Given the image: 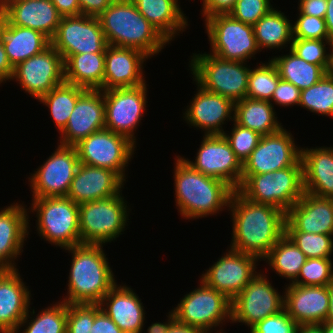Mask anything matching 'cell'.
I'll list each match as a JSON object with an SVG mask.
<instances>
[{
	"label": "cell",
	"mask_w": 333,
	"mask_h": 333,
	"mask_svg": "<svg viewBox=\"0 0 333 333\" xmlns=\"http://www.w3.org/2000/svg\"><path fill=\"white\" fill-rule=\"evenodd\" d=\"M297 333H324L321 324H302L298 327Z\"/></svg>",
	"instance_id": "6125c7cd"
},
{
	"label": "cell",
	"mask_w": 333,
	"mask_h": 333,
	"mask_svg": "<svg viewBox=\"0 0 333 333\" xmlns=\"http://www.w3.org/2000/svg\"><path fill=\"white\" fill-rule=\"evenodd\" d=\"M0 35L13 67L37 55L51 44V40L40 31L11 25L1 14Z\"/></svg>",
	"instance_id": "4dcf8cb0"
},
{
	"label": "cell",
	"mask_w": 333,
	"mask_h": 333,
	"mask_svg": "<svg viewBox=\"0 0 333 333\" xmlns=\"http://www.w3.org/2000/svg\"><path fill=\"white\" fill-rule=\"evenodd\" d=\"M301 90L292 83L280 78L277 88L270 100L279 106H294L300 103Z\"/></svg>",
	"instance_id": "f907efd6"
},
{
	"label": "cell",
	"mask_w": 333,
	"mask_h": 333,
	"mask_svg": "<svg viewBox=\"0 0 333 333\" xmlns=\"http://www.w3.org/2000/svg\"><path fill=\"white\" fill-rule=\"evenodd\" d=\"M298 6V14L325 18L327 12V0H305Z\"/></svg>",
	"instance_id": "11a10c76"
},
{
	"label": "cell",
	"mask_w": 333,
	"mask_h": 333,
	"mask_svg": "<svg viewBox=\"0 0 333 333\" xmlns=\"http://www.w3.org/2000/svg\"><path fill=\"white\" fill-rule=\"evenodd\" d=\"M204 19L211 54L225 60L247 62L260 51L252 25L240 22L230 14H216Z\"/></svg>",
	"instance_id": "9c48e42d"
},
{
	"label": "cell",
	"mask_w": 333,
	"mask_h": 333,
	"mask_svg": "<svg viewBox=\"0 0 333 333\" xmlns=\"http://www.w3.org/2000/svg\"><path fill=\"white\" fill-rule=\"evenodd\" d=\"M328 48V52L330 53L328 54V65L326 68V74L333 76V39L330 40Z\"/></svg>",
	"instance_id": "be15d7a7"
},
{
	"label": "cell",
	"mask_w": 333,
	"mask_h": 333,
	"mask_svg": "<svg viewBox=\"0 0 333 333\" xmlns=\"http://www.w3.org/2000/svg\"><path fill=\"white\" fill-rule=\"evenodd\" d=\"M105 53L75 54L64 61L65 82L88 90H102Z\"/></svg>",
	"instance_id": "836d02e7"
},
{
	"label": "cell",
	"mask_w": 333,
	"mask_h": 333,
	"mask_svg": "<svg viewBox=\"0 0 333 333\" xmlns=\"http://www.w3.org/2000/svg\"><path fill=\"white\" fill-rule=\"evenodd\" d=\"M143 330H139V331H130V332H123V333H142Z\"/></svg>",
	"instance_id": "003e7915"
},
{
	"label": "cell",
	"mask_w": 333,
	"mask_h": 333,
	"mask_svg": "<svg viewBox=\"0 0 333 333\" xmlns=\"http://www.w3.org/2000/svg\"><path fill=\"white\" fill-rule=\"evenodd\" d=\"M233 125L230 134H227L225 131L223 135L228 140L236 157L243 164L258 145L261 135L258 132L243 127L235 122Z\"/></svg>",
	"instance_id": "f6af8a7d"
},
{
	"label": "cell",
	"mask_w": 333,
	"mask_h": 333,
	"mask_svg": "<svg viewBox=\"0 0 333 333\" xmlns=\"http://www.w3.org/2000/svg\"><path fill=\"white\" fill-rule=\"evenodd\" d=\"M81 164L106 168L126 181L125 167L131 161L136 144L128 137L102 129L75 145Z\"/></svg>",
	"instance_id": "8fae6325"
},
{
	"label": "cell",
	"mask_w": 333,
	"mask_h": 333,
	"mask_svg": "<svg viewBox=\"0 0 333 333\" xmlns=\"http://www.w3.org/2000/svg\"><path fill=\"white\" fill-rule=\"evenodd\" d=\"M120 194L79 205L81 243L101 244L116 240L129 222V207Z\"/></svg>",
	"instance_id": "ba28073f"
},
{
	"label": "cell",
	"mask_w": 333,
	"mask_h": 333,
	"mask_svg": "<svg viewBox=\"0 0 333 333\" xmlns=\"http://www.w3.org/2000/svg\"><path fill=\"white\" fill-rule=\"evenodd\" d=\"M285 232L333 235V199L304 192L286 212Z\"/></svg>",
	"instance_id": "cb8c5ba5"
},
{
	"label": "cell",
	"mask_w": 333,
	"mask_h": 333,
	"mask_svg": "<svg viewBox=\"0 0 333 333\" xmlns=\"http://www.w3.org/2000/svg\"><path fill=\"white\" fill-rule=\"evenodd\" d=\"M192 54L189 67L193 81L234 103L246 97L250 73L247 62L225 60L211 53Z\"/></svg>",
	"instance_id": "5b68a950"
},
{
	"label": "cell",
	"mask_w": 333,
	"mask_h": 333,
	"mask_svg": "<svg viewBox=\"0 0 333 333\" xmlns=\"http://www.w3.org/2000/svg\"><path fill=\"white\" fill-rule=\"evenodd\" d=\"M305 254L284 234L272 247L263 261L280 277L289 279L292 284L298 277L301 267L306 261Z\"/></svg>",
	"instance_id": "8d00e7d4"
},
{
	"label": "cell",
	"mask_w": 333,
	"mask_h": 333,
	"mask_svg": "<svg viewBox=\"0 0 333 333\" xmlns=\"http://www.w3.org/2000/svg\"><path fill=\"white\" fill-rule=\"evenodd\" d=\"M108 45L135 48L151 57L169 43L131 0H113L98 17Z\"/></svg>",
	"instance_id": "277c9868"
},
{
	"label": "cell",
	"mask_w": 333,
	"mask_h": 333,
	"mask_svg": "<svg viewBox=\"0 0 333 333\" xmlns=\"http://www.w3.org/2000/svg\"><path fill=\"white\" fill-rule=\"evenodd\" d=\"M168 321L164 323L155 322L152 323L151 326L147 328L146 333H167V330L169 329L171 323L175 320V315L173 311L171 310L168 314Z\"/></svg>",
	"instance_id": "91938a15"
},
{
	"label": "cell",
	"mask_w": 333,
	"mask_h": 333,
	"mask_svg": "<svg viewBox=\"0 0 333 333\" xmlns=\"http://www.w3.org/2000/svg\"><path fill=\"white\" fill-rule=\"evenodd\" d=\"M147 86L103 90L105 129L122 134L136 144L134 133L147 107Z\"/></svg>",
	"instance_id": "4fadbf2b"
},
{
	"label": "cell",
	"mask_w": 333,
	"mask_h": 333,
	"mask_svg": "<svg viewBox=\"0 0 333 333\" xmlns=\"http://www.w3.org/2000/svg\"><path fill=\"white\" fill-rule=\"evenodd\" d=\"M37 233L51 245L67 249L82 244L79 231V205L68 197L32 198Z\"/></svg>",
	"instance_id": "52a82bcc"
},
{
	"label": "cell",
	"mask_w": 333,
	"mask_h": 333,
	"mask_svg": "<svg viewBox=\"0 0 333 333\" xmlns=\"http://www.w3.org/2000/svg\"><path fill=\"white\" fill-rule=\"evenodd\" d=\"M248 200L287 212L304 194L301 158L291 167L251 175L238 189Z\"/></svg>",
	"instance_id": "8992f818"
},
{
	"label": "cell",
	"mask_w": 333,
	"mask_h": 333,
	"mask_svg": "<svg viewBox=\"0 0 333 333\" xmlns=\"http://www.w3.org/2000/svg\"><path fill=\"white\" fill-rule=\"evenodd\" d=\"M301 148L304 192L333 199V147Z\"/></svg>",
	"instance_id": "f546056e"
},
{
	"label": "cell",
	"mask_w": 333,
	"mask_h": 333,
	"mask_svg": "<svg viewBox=\"0 0 333 333\" xmlns=\"http://www.w3.org/2000/svg\"><path fill=\"white\" fill-rule=\"evenodd\" d=\"M14 67L9 62L0 35V84L11 79Z\"/></svg>",
	"instance_id": "6f0895ef"
},
{
	"label": "cell",
	"mask_w": 333,
	"mask_h": 333,
	"mask_svg": "<svg viewBox=\"0 0 333 333\" xmlns=\"http://www.w3.org/2000/svg\"><path fill=\"white\" fill-rule=\"evenodd\" d=\"M0 14L11 25L40 31L50 40L62 18L51 0H0Z\"/></svg>",
	"instance_id": "7402d4cb"
},
{
	"label": "cell",
	"mask_w": 333,
	"mask_h": 333,
	"mask_svg": "<svg viewBox=\"0 0 333 333\" xmlns=\"http://www.w3.org/2000/svg\"><path fill=\"white\" fill-rule=\"evenodd\" d=\"M30 313L31 316H35V310L33 309L32 312L29 310L15 333H66L67 303L64 301L51 304L50 307L44 308L35 317H30ZM21 327L26 329L20 332Z\"/></svg>",
	"instance_id": "f35d334b"
},
{
	"label": "cell",
	"mask_w": 333,
	"mask_h": 333,
	"mask_svg": "<svg viewBox=\"0 0 333 333\" xmlns=\"http://www.w3.org/2000/svg\"><path fill=\"white\" fill-rule=\"evenodd\" d=\"M125 181L114 171L79 164L67 197L78 205L120 194Z\"/></svg>",
	"instance_id": "d4e9b609"
},
{
	"label": "cell",
	"mask_w": 333,
	"mask_h": 333,
	"mask_svg": "<svg viewBox=\"0 0 333 333\" xmlns=\"http://www.w3.org/2000/svg\"><path fill=\"white\" fill-rule=\"evenodd\" d=\"M330 40L293 39L289 49L308 63L320 65L325 71L328 65Z\"/></svg>",
	"instance_id": "ee69618b"
},
{
	"label": "cell",
	"mask_w": 333,
	"mask_h": 333,
	"mask_svg": "<svg viewBox=\"0 0 333 333\" xmlns=\"http://www.w3.org/2000/svg\"><path fill=\"white\" fill-rule=\"evenodd\" d=\"M167 333H206L203 329L190 326L184 323H180L178 320H174Z\"/></svg>",
	"instance_id": "680465c9"
},
{
	"label": "cell",
	"mask_w": 333,
	"mask_h": 333,
	"mask_svg": "<svg viewBox=\"0 0 333 333\" xmlns=\"http://www.w3.org/2000/svg\"><path fill=\"white\" fill-rule=\"evenodd\" d=\"M90 333H123V331L112 321V319L95 304V318Z\"/></svg>",
	"instance_id": "816d5d0a"
},
{
	"label": "cell",
	"mask_w": 333,
	"mask_h": 333,
	"mask_svg": "<svg viewBox=\"0 0 333 333\" xmlns=\"http://www.w3.org/2000/svg\"><path fill=\"white\" fill-rule=\"evenodd\" d=\"M333 280V263L330 258H307L297 279L292 283L301 286H328Z\"/></svg>",
	"instance_id": "7bdbcfd3"
},
{
	"label": "cell",
	"mask_w": 333,
	"mask_h": 333,
	"mask_svg": "<svg viewBox=\"0 0 333 333\" xmlns=\"http://www.w3.org/2000/svg\"><path fill=\"white\" fill-rule=\"evenodd\" d=\"M79 164L75 146L59 144L54 153L28 178L32 198L67 197Z\"/></svg>",
	"instance_id": "5bb4252c"
},
{
	"label": "cell",
	"mask_w": 333,
	"mask_h": 333,
	"mask_svg": "<svg viewBox=\"0 0 333 333\" xmlns=\"http://www.w3.org/2000/svg\"><path fill=\"white\" fill-rule=\"evenodd\" d=\"M101 244H78L65 249L72 255L67 304H99L117 283Z\"/></svg>",
	"instance_id": "3957f363"
},
{
	"label": "cell",
	"mask_w": 333,
	"mask_h": 333,
	"mask_svg": "<svg viewBox=\"0 0 333 333\" xmlns=\"http://www.w3.org/2000/svg\"><path fill=\"white\" fill-rule=\"evenodd\" d=\"M284 291V309L298 325L326 322L329 311L328 286L288 284Z\"/></svg>",
	"instance_id": "484cf974"
},
{
	"label": "cell",
	"mask_w": 333,
	"mask_h": 333,
	"mask_svg": "<svg viewBox=\"0 0 333 333\" xmlns=\"http://www.w3.org/2000/svg\"><path fill=\"white\" fill-rule=\"evenodd\" d=\"M285 13L272 8L254 26L255 40L260 52L265 49L287 47L293 40V20H289ZM262 49V50H261Z\"/></svg>",
	"instance_id": "e575fe53"
},
{
	"label": "cell",
	"mask_w": 333,
	"mask_h": 333,
	"mask_svg": "<svg viewBox=\"0 0 333 333\" xmlns=\"http://www.w3.org/2000/svg\"><path fill=\"white\" fill-rule=\"evenodd\" d=\"M290 131L261 136L258 145L242 164L241 185L251 176L293 166L301 158V147L294 143Z\"/></svg>",
	"instance_id": "e0dca14e"
},
{
	"label": "cell",
	"mask_w": 333,
	"mask_h": 333,
	"mask_svg": "<svg viewBox=\"0 0 333 333\" xmlns=\"http://www.w3.org/2000/svg\"><path fill=\"white\" fill-rule=\"evenodd\" d=\"M31 291L18 269L0 270V333H15L29 311Z\"/></svg>",
	"instance_id": "83f0119b"
},
{
	"label": "cell",
	"mask_w": 333,
	"mask_h": 333,
	"mask_svg": "<svg viewBox=\"0 0 333 333\" xmlns=\"http://www.w3.org/2000/svg\"><path fill=\"white\" fill-rule=\"evenodd\" d=\"M298 106L315 114L333 117V76L325 74L317 83L301 90Z\"/></svg>",
	"instance_id": "60d3db41"
},
{
	"label": "cell",
	"mask_w": 333,
	"mask_h": 333,
	"mask_svg": "<svg viewBox=\"0 0 333 333\" xmlns=\"http://www.w3.org/2000/svg\"><path fill=\"white\" fill-rule=\"evenodd\" d=\"M299 325L283 309L259 321L250 333H297Z\"/></svg>",
	"instance_id": "681fc988"
},
{
	"label": "cell",
	"mask_w": 333,
	"mask_h": 333,
	"mask_svg": "<svg viewBox=\"0 0 333 333\" xmlns=\"http://www.w3.org/2000/svg\"><path fill=\"white\" fill-rule=\"evenodd\" d=\"M259 261L262 260L229 248L205 270L200 280L232 301L258 273L255 269Z\"/></svg>",
	"instance_id": "d6986e66"
},
{
	"label": "cell",
	"mask_w": 333,
	"mask_h": 333,
	"mask_svg": "<svg viewBox=\"0 0 333 333\" xmlns=\"http://www.w3.org/2000/svg\"><path fill=\"white\" fill-rule=\"evenodd\" d=\"M232 214V241L236 251L264 259L285 234L286 213L267 204L255 203L234 190L229 208Z\"/></svg>",
	"instance_id": "6da1fadb"
},
{
	"label": "cell",
	"mask_w": 333,
	"mask_h": 333,
	"mask_svg": "<svg viewBox=\"0 0 333 333\" xmlns=\"http://www.w3.org/2000/svg\"><path fill=\"white\" fill-rule=\"evenodd\" d=\"M85 90L82 87L64 82L38 100L49 108L58 132H61L67 125L79 96Z\"/></svg>",
	"instance_id": "74e56055"
},
{
	"label": "cell",
	"mask_w": 333,
	"mask_h": 333,
	"mask_svg": "<svg viewBox=\"0 0 333 333\" xmlns=\"http://www.w3.org/2000/svg\"><path fill=\"white\" fill-rule=\"evenodd\" d=\"M99 305L123 332L143 330L145 309L139 296L129 286L116 283Z\"/></svg>",
	"instance_id": "f1b7e54d"
},
{
	"label": "cell",
	"mask_w": 333,
	"mask_h": 333,
	"mask_svg": "<svg viewBox=\"0 0 333 333\" xmlns=\"http://www.w3.org/2000/svg\"><path fill=\"white\" fill-rule=\"evenodd\" d=\"M105 129V103L102 90L86 89L78 98L58 144L75 146L90 134Z\"/></svg>",
	"instance_id": "ffe728a7"
},
{
	"label": "cell",
	"mask_w": 333,
	"mask_h": 333,
	"mask_svg": "<svg viewBox=\"0 0 333 333\" xmlns=\"http://www.w3.org/2000/svg\"><path fill=\"white\" fill-rule=\"evenodd\" d=\"M196 85L198 86L196 94L183 113L184 120L187 124L202 129L204 135L223 134L224 123L226 124L228 120L234 121V102L205 90L197 82Z\"/></svg>",
	"instance_id": "44dd1931"
},
{
	"label": "cell",
	"mask_w": 333,
	"mask_h": 333,
	"mask_svg": "<svg viewBox=\"0 0 333 333\" xmlns=\"http://www.w3.org/2000/svg\"><path fill=\"white\" fill-rule=\"evenodd\" d=\"M280 78L292 83L300 90L317 83L326 71L320 66L306 62L289 50V54L272 57Z\"/></svg>",
	"instance_id": "d590c367"
},
{
	"label": "cell",
	"mask_w": 333,
	"mask_h": 333,
	"mask_svg": "<svg viewBox=\"0 0 333 333\" xmlns=\"http://www.w3.org/2000/svg\"><path fill=\"white\" fill-rule=\"evenodd\" d=\"M199 281V287L184 295L172 311L180 323L211 333L212 328L231 320V300Z\"/></svg>",
	"instance_id": "30bf717a"
},
{
	"label": "cell",
	"mask_w": 333,
	"mask_h": 333,
	"mask_svg": "<svg viewBox=\"0 0 333 333\" xmlns=\"http://www.w3.org/2000/svg\"><path fill=\"white\" fill-rule=\"evenodd\" d=\"M328 292H329V311H328V315H327V320L326 321L333 322V280L328 285Z\"/></svg>",
	"instance_id": "e7e4bbea"
},
{
	"label": "cell",
	"mask_w": 333,
	"mask_h": 333,
	"mask_svg": "<svg viewBox=\"0 0 333 333\" xmlns=\"http://www.w3.org/2000/svg\"><path fill=\"white\" fill-rule=\"evenodd\" d=\"M62 17L81 15L78 0H51Z\"/></svg>",
	"instance_id": "9f6ffc18"
},
{
	"label": "cell",
	"mask_w": 333,
	"mask_h": 333,
	"mask_svg": "<svg viewBox=\"0 0 333 333\" xmlns=\"http://www.w3.org/2000/svg\"><path fill=\"white\" fill-rule=\"evenodd\" d=\"M323 326L324 333H333V322L326 321L321 324Z\"/></svg>",
	"instance_id": "03108f58"
},
{
	"label": "cell",
	"mask_w": 333,
	"mask_h": 333,
	"mask_svg": "<svg viewBox=\"0 0 333 333\" xmlns=\"http://www.w3.org/2000/svg\"><path fill=\"white\" fill-rule=\"evenodd\" d=\"M149 58L135 48L108 45L105 52L103 90L146 84L143 64Z\"/></svg>",
	"instance_id": "603a6c76"
},
{
	"label": "cell",
	"mask_w": 333,
	"mask_h": 333,
	"mask_svg": "<svg viewBox=\"0 0 333 333\" xmlns=\"http://www.w3.org/2000/svg\"><path fill=\"white\" fill-rule=\"evenodd\" d=\"M24 203H13L0 211V270H15V259L22 255L28 238L29 213Z\"/></svg>",
	"instance_id": "4316f807"
},
{
	"label": "cell",
	"mask_w": 333,
	"mask_h": 333,
	"mask_svg": "<svg viewBox=\"0 0 333 333\" xmlns=\"http://www.w3.org/2000/svg\"><path fill=\"white\" fill-rule=\"evenodd\" d=\"M11 80L19 82L27 94L39 100L65 82L63 57L50 44L37 55L17 64Z\"/></svg>",
	"instance_id": "9a60e30c"
},
{
	"label": "cell",
	"mask_w": 333,
	"mask_h": 333,
	"mask_svg": "<svg viewBox=\"0 0 333 333\" xmlns=\"http://www.w3.org/2000/svg\"><path fill=\"white\" fill-rule=\"evenodd\" d=\"M293 21V39L331 40L324 18L299 14Z\"/></svg>",
	"instance_id": "c3c4849f"
},
{
	"label": "cell",
	"mask_w": 333,
	"mask_h": 333,
	"mask_svg": "<svg viewBox=\"0 0 333 333\" xmlns=\"http://www.w3.org/2000/svg\"><path fill=\"white\" fill-rule=\"evenodd\" d=\"M259 64L255 69L250 68L246 97L270 101L279 83L280 74L270 58L267 63Z\"/></svg>",
	"instance_id": "ab89813d"
},
{
	"label": "cell",
	"mask_w": 333,
	"mask_h": 333,
	"mask_svg": "<svg viewBox=\"0 0 333 333\" xmlns=\"http://www.w3.org/2000/svg\"><path fill=\"white\" fill-rule=\"evenodd\" d=\"M267 278L257 273L231 301V323L241 322L251 329L259 321L284 309V295H280Z\"/></svg>",
	"instance_id": "7c38bea8"
},
{
	"label": "cell",
	"mask_w": 333,
	"mask_h": 333,
	"mask_svg": "<svg viewBox=\"0 0 333 333\" xmlns=\"http://www.w3.org/2000/svg\"><path fill=\"white\" fill-rule=\"evenodd\" d=\"M113 0H78L81 15L98 18Z\"/></svg>",
	"instance_id": "db71d44e"
},
{
	"label": "cell",
	"mask_w": 333,
	"mask_h": 333,
	"mask_svg": "<svg viewBox=\"0 0 333 333\" xmlns=\"http://www.w3.org/2000/svg\"><path fill=\"white\" fill-rule=\"evenodd\" d=\"M139 13L158 31L169 43L176 34L188 26V18L178 4L179 0H131Z\"/></svg>",
	"instance_id": "1f68e13d"
},
{
	"label": "cell",
	"mask_w": 333,
	"mask_h": 333,
	"mask_svg": "<svg viewBox=\"0 0 333 333\" xmlns=\"http://www.w3.org/2000/svg\"><path fill=\"white\" fill-rule=\"evenodd\" d=\"M271 0H237L228 13L236 20L254 26L272 8Z\"/></svg>",
	"instance_id": "7dc6e473"
},
{
	"label": "cell",
	"mask_w": 333,
	"mask_h": 333,
	"mask_svg": "<svg viewBox=\"0 0 333 333\" xmlns=\"http://www.w3.org/2000/svg\"><path fill=\"white\" fill-rule=\"evenodd\" d=\"M306 258H331L333 235L305 232H285Z\"/></svg>",
	"instance_id": "b9f144b4"
},
{
	"label": "cell",
	"mask_w": 333,
	"mask_h": 333,
	"mask_svg": "<svg viewBox=\"0 0 333 333\" xmlns=\"http://www.w3.org/2000/svg\"><path fill=\"white\" fill-rule=\"evenodd\" d=\"M174 167L175 205L184 219H199L229 208L234 189L195 170L177 155Z\"/></svg>",
	"instance_id": "7a4b0ae2"
},
{
	"label": "cell",
	"mask_w": 333,
	"mask_h": 333,
	"mask_svg": "<svg viewBox=\"0 0 333 333\" xmlns=\"http://www.w3.org/2000/svg\"><path fill=\"white\" fill-rule=\"evenodd\" d=\"M51 45L65 61L70 55L105 53L108 43L98 18L62 17Z\"/></svg>",
	"instance_id": "2e32d148"
},
{
	"label": "cell",
	"mask_w": 333,
	"mask_h": 333,
	"mask_svg": "<svg viewBox=\"0 0 333 333\" xmlns=\"http://www.w3.org/2000/svg\"><path fill=\"white\" fill-rule=\"evenodd\" d=\"M237 0H203L201 15L205 18L216 14H228Z\"/></svg>",
	"instance_id": "f5cc1de1"
},
{
	"label": "cell",
	"mask_w": 333,
	"mask_h": 333,
	"mask_svg": "<svg viewBox=\"0 0 333 333\" xmlns=\"http://www.w3.org/2000/svg\"><path fill=\"white\" fill-rule=\"evenodd\" d=\"M275 116L274 105L267 100L245 97L234 103L233 122L256 131L261 136L274 134L283 128Z\"/></svg>",
	"instance_id": "d6a6232c"
},
{
	"label": "cell",
	"mask_w": 333,
	"mask_h": 333,
	"mask_svg": "<svg viewBox=\"0 0 333 333\" xmlns=\"http://www.w3.org/2000/svg\"><path fill=\"white\" fill-rule=\"evenodd\" d=\"M195 161L184 158L195 170L226 182L234 190L241 186L242 163L223 134L203 135Z\"/></svg>",
	"instance_id": "ac0fdd59"
},
{
	"label": "cell",
	"mask_w": 333,
	"mask_h": 333,
	"mask_svg": "<svg viewBox=\"0 0 333 333\" xmlns=\"http://www.w3.org/2000/svg\"><path fill=\"white\" fill-rule=\"evenodd\" d=\"M94 318L95 304H67L66 333H90Z\"/></svg>",
	"instance_id": "bcb514c9"
},
{
	"label": "cell",
	"mask_w": 333,
	"mask_h": 333,
	"mask_svg": "<svg viewBox=\"0 0 333 333\" xmlns=\"http://www.w3.org/2000/svg\"><path fill=\"white\" fill-rule=\"evenodd\" d=\"M216 333H225V332H223L222 329H221L220 331H216Z\"/></svg>",
	"instance_id": "a7ac6f4b"
},
{
	"label": "cell",
	"mask_w": 333,
	"mask_h": 333,
	"mask_svg": "<svg viewBox=\"0 0 333 333\" xmlns=\"http://www.w3.org/2000/svg\"><path fill=\"white\" fill-rule=\"evenodd\" d=\"M330 39H333V0H327V12L324 18Z\"/></svg>",
	"instance_id": "94428289"
}]
</instances>
